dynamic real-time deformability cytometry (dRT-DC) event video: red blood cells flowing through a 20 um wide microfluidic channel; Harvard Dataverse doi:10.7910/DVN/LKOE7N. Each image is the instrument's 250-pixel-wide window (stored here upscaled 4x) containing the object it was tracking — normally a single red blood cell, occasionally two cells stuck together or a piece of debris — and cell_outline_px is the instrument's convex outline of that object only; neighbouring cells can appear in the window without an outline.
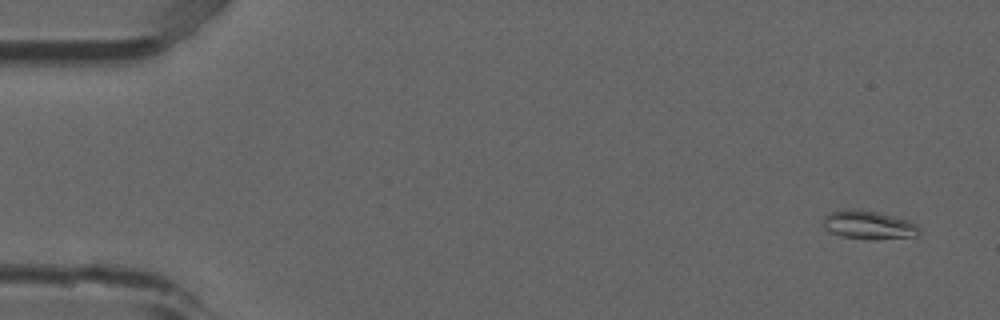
{"species": "common noctule bat (a hibernating species)", "species_latin": "Nyctalus noctula", "temperature_condition": "room temperature", "stored_images_in_passage": 7, "camera_frame_rate_fps": 3000, "um_per_image_px": 0.085, "animal": {"sex": "male", "forearm_length_mm": 52.5}, "frame": {"image": 1, "passage_image": 1, "time_ms": 0.0, "image_size_px": [1000, 320], "cell_outline_px": [[920, 236], [844, 236], [832, 232], [824, 228], [824, 216], [828, 212], [852, 208], [876, 212], [908, 220], [916, 224], [920, 228]], "centroid_in_image_um": [73.81, 19.05], "position_along_channel_um": 11.2, "area_um2": 14.85}}
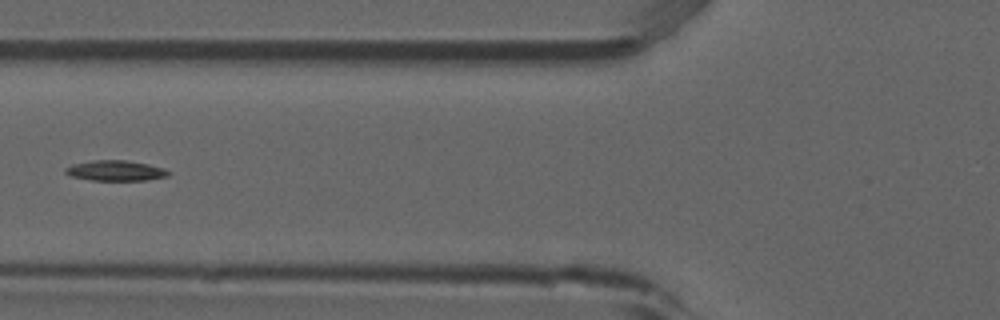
{"frame": {"image": 2, "passage_image": 6, "time_ms": 1.667, "image_size_px": [1000, 320], "cell_outline_px": [[172, 172], [168, 176], [144, 180], [92, 180], [72, 176], [64, 172], [64, 168], [72, 164], [92, 160], [124, 160], [148, 164], [164, 168]], "centroid_in_image_um": [9.82, 14.49], "position_along_channel_um": 116.0, "area_um2": 12.2}}
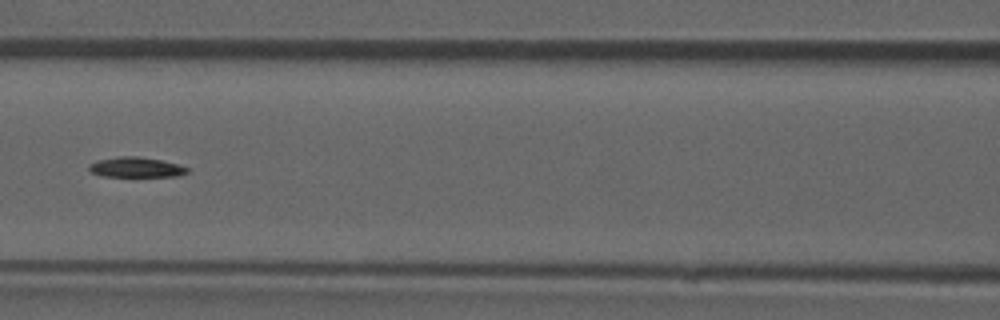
{"frame": {"image": 3, "passage_image": 7, "time_ms": 2.0, "image_size_px": [1000, 320], "cell_outline_px": [[188, 172], [180, 176], [100, 176], [92, 172], [88, 168], [88, 164], [96, 160], [120, 156], [140, 156], [180, 164], [188, 168]], "centroid_in_image_um": [11.55, 14.21], "position_along_channel_um": 155.0, "area_um2": 11.62}}